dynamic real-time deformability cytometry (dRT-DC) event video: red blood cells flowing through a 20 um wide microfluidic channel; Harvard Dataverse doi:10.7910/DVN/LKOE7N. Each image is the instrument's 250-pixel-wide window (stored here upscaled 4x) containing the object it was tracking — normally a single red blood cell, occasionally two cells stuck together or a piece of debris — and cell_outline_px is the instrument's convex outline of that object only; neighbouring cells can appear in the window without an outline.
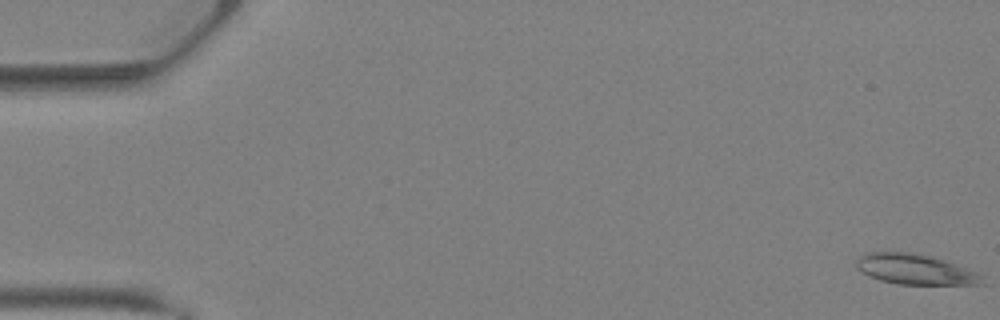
{"species": "Egyptian fruit bat (a non-hibernating species)", "species_latin": "Rousettus aegyptiacus", "temperature_condition": "warm", "stored_images_in_passage": 38, "camera_frame_rate_fps": 3000, "um_per_image_px": 0.085, "animal": {"sex": "female"}, "frame": {"image": 1, "passage_image": 1, "time_ms": 0.0, "image_size_px": [1000, 320], "cell_outline_px": [[984, 284], [900, 284], [880, 280], [856, 268], [856, 260], [864, 252], [912, 252], [932, 256], [944, 260], [976, 272], [984, 276]], "centroid_in_image_um": [77.79, 22.88], "position_along_channel_um": 7.2, "area_um2": 22.02}}
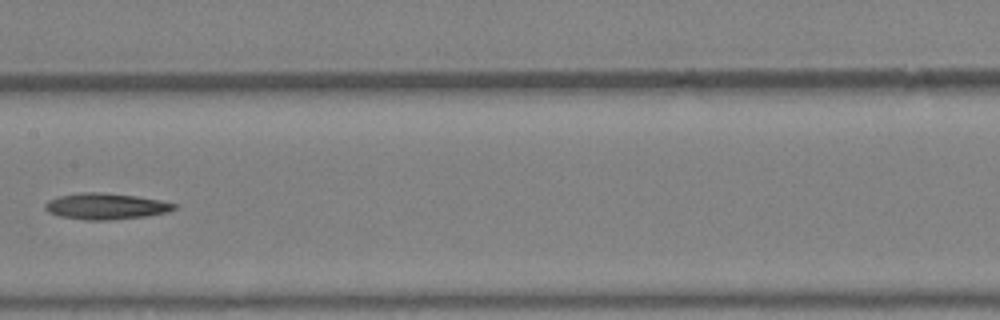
{"frame": {"image": 2, "passage_image": 20, "time_ms": 6.333, "image_size_px": [1000, 320], "cell_outline_px": [[176, 208], [168, 212], [144, 216], [108, 220], [88, 220], [60, 216], [48, 212], [44, 208], [44, 204], [48, 200], [60, 196], [80, 192], [100, 192], [136, 196], [160, 200], [176, 204]], "centroid_in_image_um": [8.97, 17.53], "position_along_channel_um": 198.4, "area_um2": 19.54}}
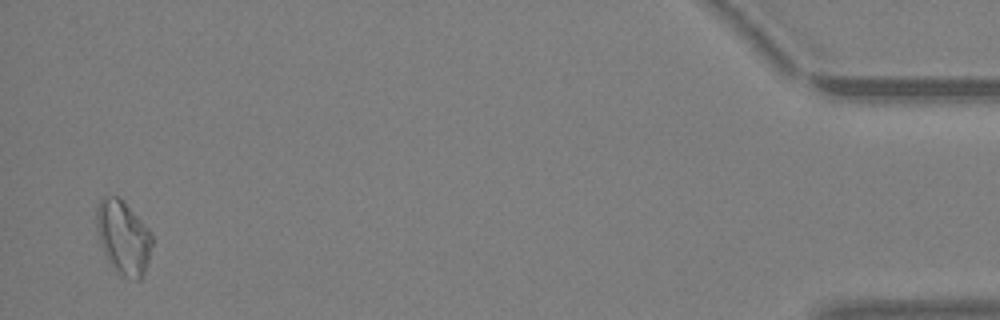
{"frame": {"image": 3, "passage_image": 37, "time_ms": 12.0, "image_size_px": [1000, 320], "cell_outline_px": [[152, 244], [148, 260], [144, 272], [140, 280], [136, 280], [124, 276], [116, 272], [108, 264], [100, 244], [96, 228], [96, 208], [100, 200], [104, 196], [120, 196], [152, 232]], "centroid_in_image_um": [10.46, 20.17], "position_along_channel_um": 424.7, "area_um2": 24.22}}